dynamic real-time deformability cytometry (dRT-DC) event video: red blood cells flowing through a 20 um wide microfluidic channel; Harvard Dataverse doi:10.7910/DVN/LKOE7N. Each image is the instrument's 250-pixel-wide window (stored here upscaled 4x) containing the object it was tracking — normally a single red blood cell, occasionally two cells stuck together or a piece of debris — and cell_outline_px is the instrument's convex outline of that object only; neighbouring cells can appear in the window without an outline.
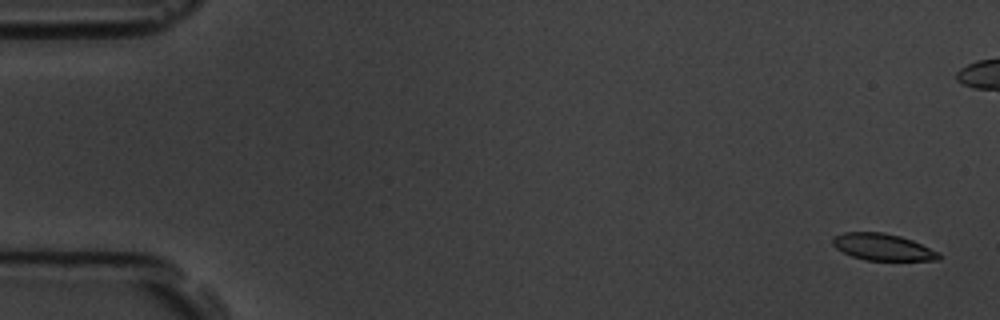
{"species": "common noctule bat (a hibernating species)", "species_latin": "Nyctalus noctula", "temperature_condition": "room temperature", "stored_images_in_passage": 7, "camera_frame_rate_fps": 3000, "um_per_image_px": 0.085, "animal": {"sex": "male", "body_mass_g": 19.5, "forearm_length_mm": 54.6}, "frame": {"image": 1, "passage_image": 1, "time_ms": 0.0, "image_size_px": [1000, 320], "cell_outline_px": [[940, 260], [864, 260], [852, 256], [836, 248], [832, 244], [832, 236], [844, 232], [884, 232], [900, 236], [912, 240], [940, 252]], "centroid_in_image_um": [75.02, 20.99], "position_along_channel_um": 10.0, "area_um2": 16.59}}
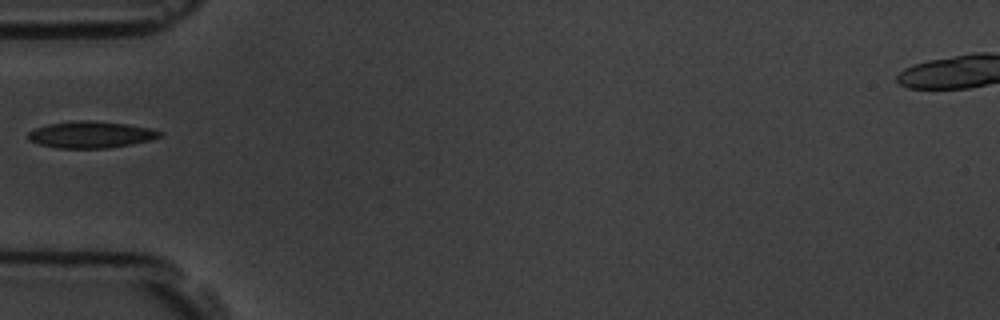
{"frame": {"image": 2, "passage_image": 7, "time_ms": 7.667, "image_size_px": [1000, 320], "cell_outline_px": [[164, 132], [160, 136], [152, 140], [132, 144], [108, 148], [56, 148], [40, 144], [28, 140], [28, 132], [36, 128], [48, 124], [76, 120], [88, 120], [128, 124], [152, 128]], "centroid_in_image_um": [7.75, 11.44], "position_along_channel_um": 77.2, "area_um2": 20.58}}